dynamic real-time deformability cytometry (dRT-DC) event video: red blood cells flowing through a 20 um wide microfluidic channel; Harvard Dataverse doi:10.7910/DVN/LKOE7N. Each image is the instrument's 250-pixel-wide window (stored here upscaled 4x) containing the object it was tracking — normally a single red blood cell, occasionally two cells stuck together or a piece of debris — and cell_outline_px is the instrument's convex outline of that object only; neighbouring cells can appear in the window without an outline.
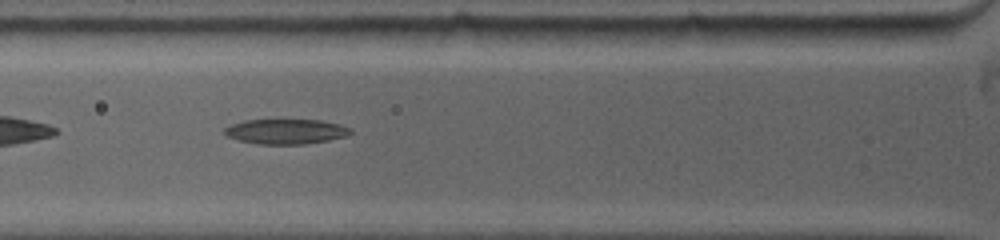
{"species": "common noctule bat (a hibernating species)", "species_latin": "Nyctalus noctula", "temperature_condition": "warm", "stored_images_in_passage": 16, "camera_frame_rate_fps": 5000, "um_per_image_px": 0.085, "animal": {"sex": "female", "body_mass_g": 19.0, "forearm_length_mm": 53.3}, "frame": {"image": 1, "passage_image": 11, "time_ms": 1.6, "image_size_px": [1000, 240], "cell_outline_px": [[352, 132], [348, 136], [328, 140], [304, 144], [256, 144], [240, 140], [228, 136], [224, 132], [224, 128], [232, 124], [244, 120], [320, 120], [340, 124], [352, 128]], "centroid_in_image_um": [24.34, 11.17], "position_along_channel_um": 101.5, "area_um2": 18.32}}